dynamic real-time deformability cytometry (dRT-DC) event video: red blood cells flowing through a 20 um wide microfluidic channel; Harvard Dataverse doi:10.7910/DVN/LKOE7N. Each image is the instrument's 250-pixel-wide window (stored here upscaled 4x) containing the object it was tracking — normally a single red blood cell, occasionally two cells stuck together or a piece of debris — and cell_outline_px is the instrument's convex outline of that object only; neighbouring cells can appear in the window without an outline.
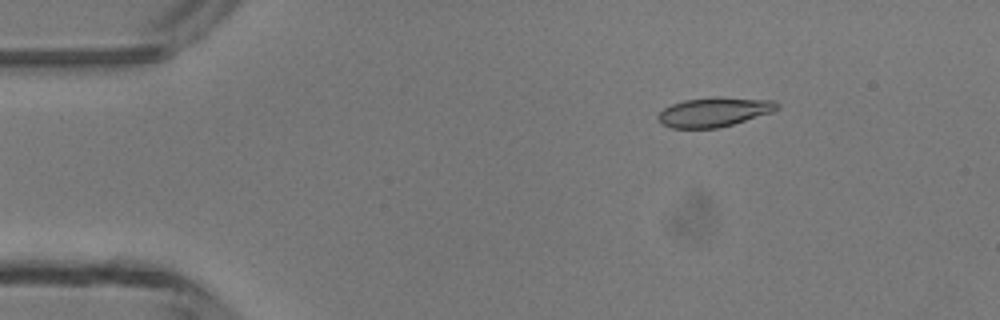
{"species": "common noctule bat (a hibernating species)", "species_latin": "Nyctalus noctula", "temperature_condition": "room temperature", "stored_images_in_passage": 4, "camera_frame_rate_fps": 3000, "um_per_image_px": 0.085, "animal": {"sex": "male", "body_mass_g": 13.3}, "frame": {"image": 1, "passage_image": 2, "time_ms": 1.333, "image_size_px": [1000, 320], "cell_outline_px": [[780, 108], [772, 112], [732, 124], [716, 128], [672, 128], [660, 124], [656, 116], [664, 108], [672, 104], [684, 100], [716, 96], [720, 96], [776, 100], [780, 104]], "centroid_in_image_um": [60.72, 9.5], "position_along_channel_um": 24.3, "area_um2": 20.63}}
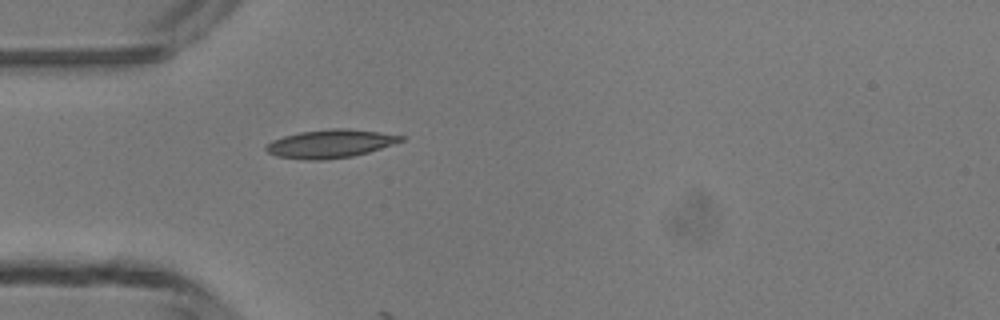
{"frame": {"image": 2, "passage_image": 4, "time_ms": 3.667, "image_size_px": [1000, 320], "cell_outline_px": [[404, 140], [368, 152], [352, 156], [324, 160], [308, 160], [276, 156], [268, 152], [264, 148], [272, 140], [284, 136], [300, 132], [332, 128], [348, 128], [380, 132], [404, 136]], "centroid_in_image_um": [28.06, 12.21], "position_along_channel_um": 56.9, "area_um2": 22.08}}